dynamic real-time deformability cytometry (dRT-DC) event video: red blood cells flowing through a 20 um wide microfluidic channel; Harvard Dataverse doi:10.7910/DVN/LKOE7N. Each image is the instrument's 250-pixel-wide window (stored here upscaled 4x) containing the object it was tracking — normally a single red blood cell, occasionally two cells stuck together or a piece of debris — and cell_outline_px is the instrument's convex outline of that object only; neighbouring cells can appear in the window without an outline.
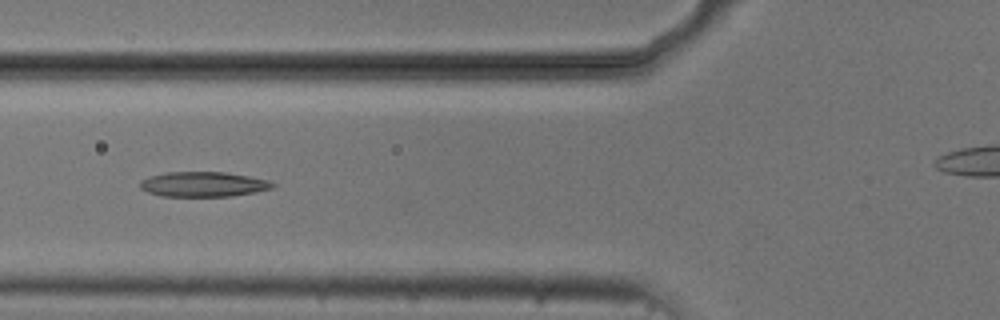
{"species": "common noctule bat (a hibernating species)", "species_latin": "Nyctalus noctula", "temperature_condition": "cold", "stored_images_in_passage": 10, "camera_frame_rate_fps": 3000, "um_per_image_px": 0.085, "animal": {"sex": "male", "body_mass_g": 20.5, "forearm_length_mm": 52.5}, "frame": {"image": 1, "passage_image": 5, "time_ms": 5.667, "image_size_px": [1000, 320], "cell_outline_px": [[276, 188], [256, 192], [232, 196], [160, 196], [148, 192], [140, 188], [140, 180], [148, 176], [168, 172], [224, 172], [248, 176], [268, 180], [276, 184]], "centroid_in_image_um": [17.3, 15.66], "position_along_channel_um": 108.5, "area_um2": 19.42}}
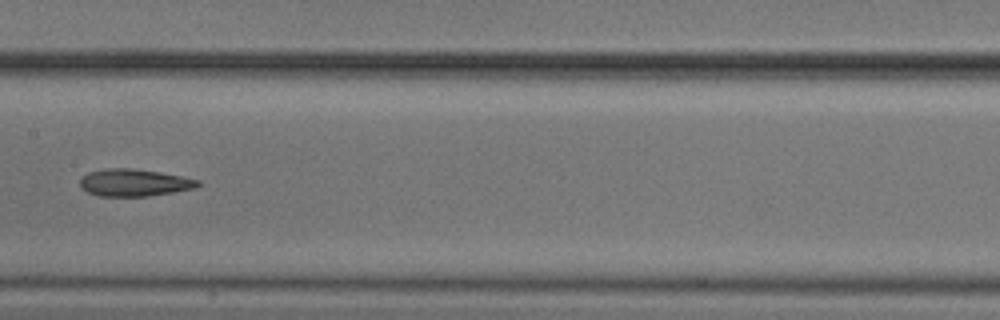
{"frame": {"image": 2, "passage_image": 7, "time_ms": 8.0, "image_size_px": [1000, 320], "cell_outline_px": [[200, 184], [196, 188], [148, 196], [100, 196], [88, 192], [80, 188], [80, 180], [88, 172], [104, 168], [132, 168], [160, 172], [200, 180]], "centroid_in_image_um": [11.39, 15.52], "position_along_channel_um": 196.0, "area_um2": 18.67}}
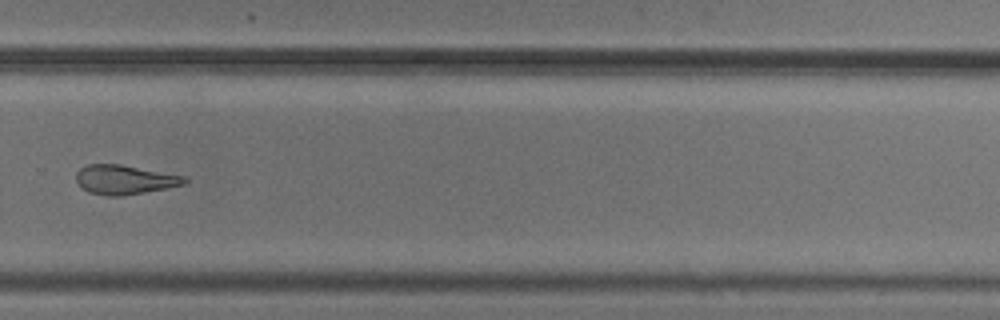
{"frame": {"image": 3, "passage_image": 10, "time_ms": 11.333, "image_size_px": [1000, 320], "cell_outline_px": [[188, 180], [184, 184], [144, 192], [120, 196], [104, 196], [88, 192], [76, 180], [76, 172], [80, 168], [88, 164], [120, 164], [184, 176]], "centroid_in_image_um": [10.55, 15.27], "position_along_channel_um": 319.2, "area_um2": 18.26}}